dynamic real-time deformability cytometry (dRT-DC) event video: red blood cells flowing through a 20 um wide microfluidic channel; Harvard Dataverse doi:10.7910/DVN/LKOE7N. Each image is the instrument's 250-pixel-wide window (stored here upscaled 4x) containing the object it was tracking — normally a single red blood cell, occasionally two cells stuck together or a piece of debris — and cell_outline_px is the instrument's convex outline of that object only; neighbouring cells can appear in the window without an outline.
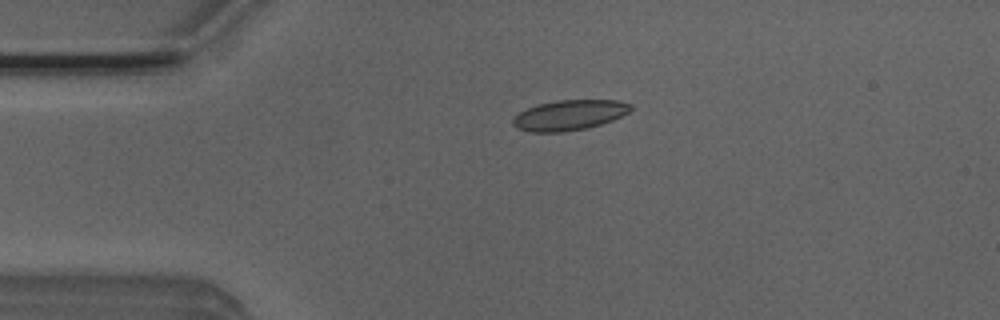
{"species": "Egyptian fruit bat (a non-hibernating species)", "species_latin": "Rousettus aegyptiacus", "temperature_condition": "room temperature", "stored_images_in_passage": 5, "camera_frame_rate_fps": 3000, "um_per_image_px": 0.085, "animal": {"sex": "male"}, "frame": {"image": 1, "passage_image": 4, "time_ms": 1.0, "image_size_px": [1000, 320], "cell_outline_px": [[632, 108], [628, 112], [612, 120], [588, 128], [564, 132], [532, 132], [516, 128], [512, 124], [512, 120], [520, 112], [536, 104], [556, 100], [620, 100], [632, 104]], "centroid_in_image_um": [48.39, 9.78], "position_along_channel_um": 36.6, "area_um2": 20.81}}